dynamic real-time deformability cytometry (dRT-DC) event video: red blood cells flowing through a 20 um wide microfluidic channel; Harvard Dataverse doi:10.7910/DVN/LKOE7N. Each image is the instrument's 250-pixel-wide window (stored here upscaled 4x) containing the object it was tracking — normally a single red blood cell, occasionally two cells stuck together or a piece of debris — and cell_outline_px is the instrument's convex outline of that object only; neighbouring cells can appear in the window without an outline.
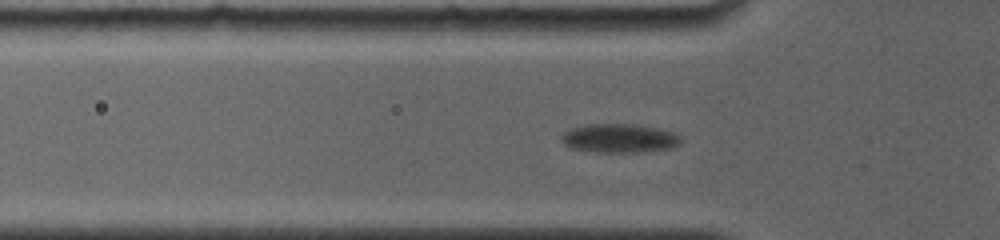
{"species": "common noctule bat (a hibernating species)", "species_latin": "Nyctalus noctula", "temperature_condition": "room temperature", "stored_images_in_passage": 23, "camera_frame_rate_fps": 4000, "um_per_image_px": 0.085, "animal": {"sex": "female", "body_mass_g": 19.0, "forearm_length_mm": 56.7}, "frame": {"image": 1, "passage_image": 2, "time_ms": 0.25, "image_size_px": [1000, 240], "cell_outline_px": [[680, 144], [672, 148], [644, 152], [596, 152], [568, 148], [560, 140], [560, 136], [564, 132], [572, 128], [588, 124], [636, 124], [676, 132], [680, 136]], "centroid_in_image_um": [52.64, 11.76], "position_along_channel_um": 73.2, "area_um2": 20.35}}
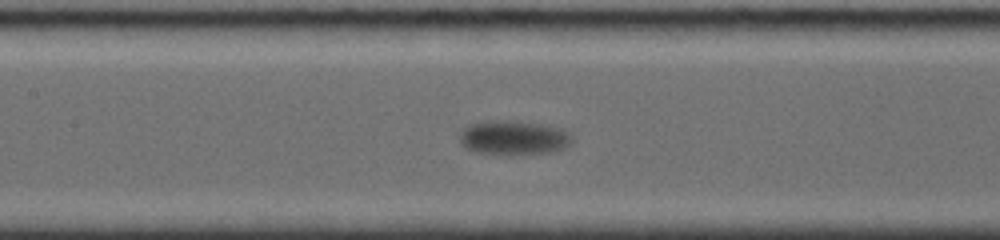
{"frame": {"image": 2, "passage_image": 9, "time_ms": 3.0, "image_size_px": [1000, 240], "cell_outline_px": [[572, 140], [564, 148], [552, 152], [476, 152], [464, 148], [460, 144], [460, 132], [468, 124], [496, 120], [508, 120], [540, 124], [560, 128], [568, 132], [572, 136]], "centroid_in_image_um": [43.62, 11.66], "position_along_channel_um": 163.8, "area_um2": 21.73}}
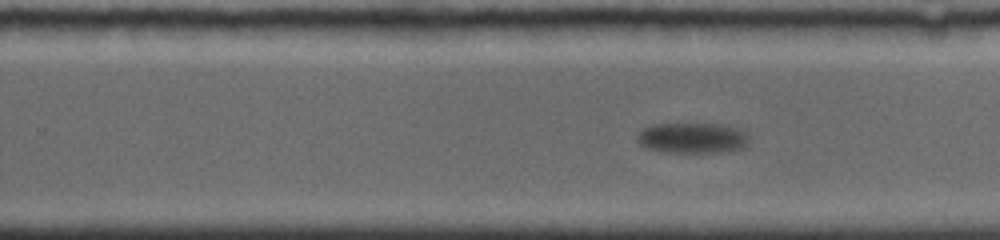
{"frame": {"image": 3, "passage_image": 18, "time_ms": 6.25, "image_size_px": [1000, 240], "cell_outline_px": [[748, 144], [740, 148], [720, 152], [660, 152], [644, 148], [636, 140], [636, 136], [644, 128], [652, 124], [720, 124], [736, 128], [744, 132], [748, 136]], "centroid_in_image_um": [58.79, 11.73], "position_along_channel_um": 271.0, "area_um2": 19.88}}